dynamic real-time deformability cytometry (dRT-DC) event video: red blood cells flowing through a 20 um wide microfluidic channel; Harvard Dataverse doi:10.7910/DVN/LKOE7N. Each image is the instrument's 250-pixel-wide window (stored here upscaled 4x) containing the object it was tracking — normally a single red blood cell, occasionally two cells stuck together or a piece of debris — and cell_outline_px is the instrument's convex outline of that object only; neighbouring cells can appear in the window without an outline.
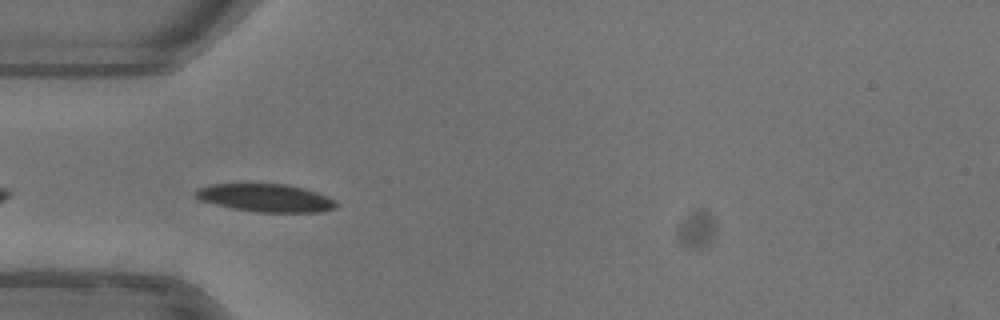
{"species": "common noctule bat (a hibernating species)", "species_latin": "Nyctalus noctula", "temperature_condition": "warm", "stored_images_in_passage": 32, "camera_frame_rate_fps": 3000, "um_per_image_px": 0.085, "animal": {"sex": "female"}, "frame": {"image": 1, "passage_image": 1, "time_ms": 0.0, "image_size_px": [1000, 320], "cell_outline_px": [[336, 208], [320, 212], [256, 212], [232, 208], [200, 200], [192, 196], [192, 192], [200, 188], [212, 184], [284, 184], [304, 188], [328, 196], [336, 200]], "centroid_in_image_um": [22.57, 16.82], "position_along_channel_um": 62.4, "area_um2": 22.89}, "authors_computed_cell_mechanics": {"area_um2": 23.0333, "velocity_mm_per_s": 3.9513, "shape_relaxation_time_tau1_ms": 4.15, "shape_relaxation_time_tau2_ms": 7.6905, "deformation_change_tau1": 0.139, "deformation_change_tau2": 0.0997}}